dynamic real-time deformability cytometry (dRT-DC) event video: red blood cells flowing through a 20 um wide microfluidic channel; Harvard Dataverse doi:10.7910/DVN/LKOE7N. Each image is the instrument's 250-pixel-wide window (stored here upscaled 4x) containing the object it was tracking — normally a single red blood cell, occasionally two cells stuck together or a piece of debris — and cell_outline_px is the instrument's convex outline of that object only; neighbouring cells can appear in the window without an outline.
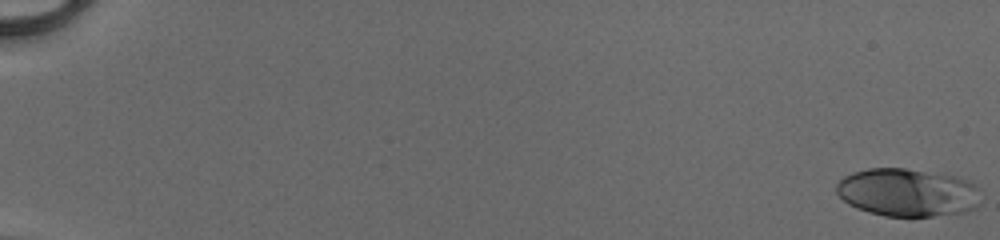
{"species": "human", "species_latin": "Homo sapiens", "temperature_condition": "cold", "stored_images_in_passage": 52, "camera_frame_rate_fps": 3000, "um_per_image_px": 0.085, "donor": {"sex": "male"}, "frame": {"image": 1, "passage_image": 1, "time_ms": 0.0, "image_size_px": [1000, 240], "cell_outline_px": [[980, 204], [976, 208], [968, 212], [932, 216], [884, 216], [868, 212], [856, 208], [848, 204], [836, 192], [836, 184], [844, 176], [852, 172], [868, 168], [904, 168], [956, 176], [968, 180], [976, 184]], "centroid_in_image_um": [77.15, 16.36], "position_along_channel_um": 7.9, "area_um2": 40.69}}
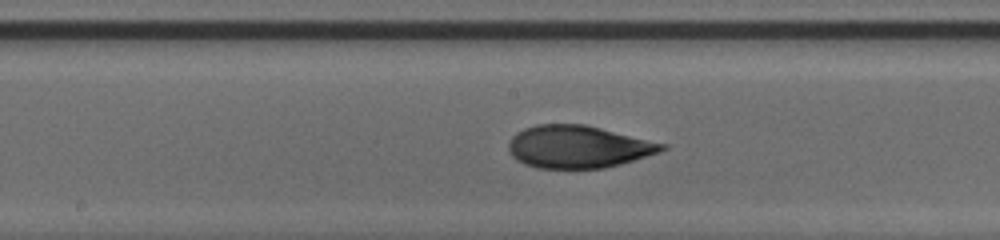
{"frame": {"image": 2, "passage_image": 30, "time_ms": 9.667, "image_size_px": [1000, 240], "cell_outline_px": [[668, 148], [660, 152], [620, 164], [604, 168], [536, 168], [524, 164], [516, 160], [512, 156], [508, 148], [508, 144], [512, 136], [516, 132], [524, 128], [536, 124], [584, 124], [668, 144]], "centroid_in_image_um": [49.13, 12.47], "position_along_channel_um": 199.1, "area_um2": 38.09}}
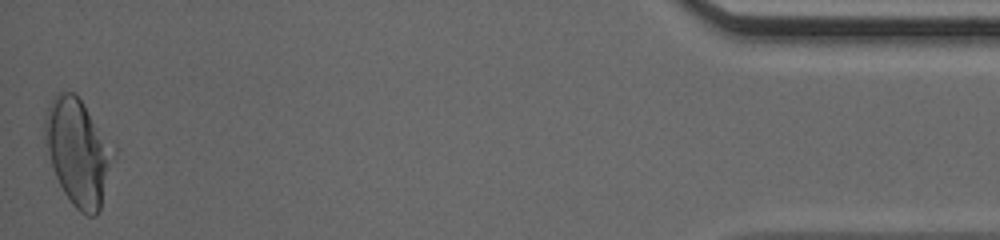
{"frame": {"image": 3, "passage_image": 52, "time_ms": 17.0, "image_size_px": [1000, 240], "cell_outline_px": [[116, 152], [100, 208], [96, 216], [88, 216], [80, 212], [72, 204], [64, 192], [56, 176], [44, 140], [44, 120], [48, 108], [56, 92], [72, 92], [84, 104], [116, 148]], "centroid_in_image_um": [6.66, 12.92], "position_along_channel_um": 428.5, "area_um2": 42.25}, "authors_computed_cell_mechanics": {"area_um2": 38.0035, "velocity_mm_per_s": 4.1578, "shape_relaxation_time_tau1_ms": 5.4698, "shape_relaxation_time_tau2_ms": 1.2202, "deformation_change_tau1": 0.2083, "deformation_change_tau2": 0.0703}}